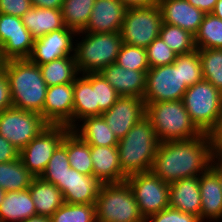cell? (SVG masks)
Instances as JSON below:
<instances>
[{"instance_id": "6da1fadb", "label": "cell", "mask_w": 222, "mask_h": 222, "mask_svg": "<svg viewBox=\"0 0 222 222\" xmlns=\"http://www.w3.org/2000/svg\"><path fill=\"white\" fill-rule=\"evenodd\" d=\"M212 158L208 134L189 140L160 142L151 171L170 184L200 176L210 167Z\"/></svg>"}, {"instance_id": "7a4b0ae2", "label": "cell", "mask_w": 222, "mask_h": 222, "mask_svg": "<svg viewBox=\"0 0 222 222\" xmlns=\"http://www.w3.org/2000/svg\"><path fill=\"white\" fill-rule=\"evenodd\" d=\"M3 69L7 75L13 108L41 114L47 92L39 65L29 59L4 61Z\"/></svg>"}, {"instance_id": "3957f363", "label": "cell", "mask_w": 222, "mask_h": 222, "mask_svg": "<svg viewBox=\"0 0 222 222\" xmlns=\"http://www.w3.org/2000/svg\"><path fill=\"white\" fill-rule=\"evenodd\" d=\"M159 139L145 116L118 142L119 162L127 175L150 172L159 146Z\"/></svg>"}, {"instance_id": "277c9868", "label": "cell", "mask_w": 222, "mask_h": 222, "mask_svg": "<svg viewBox=\"0 0 222 222\" xmlns=\"http://www.w3.org/2000/svg\"><path fill=\"white\" fill-rule=\"evenodd\" d=\"M145 105V116L160 142L189 140L202 135L191 121L182 100L145 102Z\"/></svg>"}, {"instance_id": "5b68a950", "label": "cell", "mask_w": 222, "mask_h": 222, "mask_svg": "<svg viewBox=\"0 0 222 222\" xmlns=\"http://www.w3.org/2000/svg\"><path fill=\"white\" fill-rule=\"evenodd\" d=\"M122 44L120 32H77L74 56L79 74L99 72L115 63Z\"/></svg>"}, {"instance_id": "8992f818", "label": "cell", "mask_w": 222, "mask_h": 222, "mask_svg": "<svg viewBox=\"0 0 222 222\" xmlns=\"http://www.w3.org/2000/svg\"><path fill=\"white\" fill-rule=\"evenodd\" d=\"M95 212L97 222H145L126 180L101 185Z\"/></svg>"}, {"instance_id": "52a82bcc", "label": "cell", "mask_w": 222, "mask_h": 222, "mask_svg": "<svg viewBox=\"0 0 222 222\" xmlns=\"http://www.w3.org/2000/svg\"><path fill=\"white\" fill-rule=\"evenodd\" d=\"M182 101L193 124L202 134H208L222 111V93L202 80L188 87Z\"/></svg>"}, {"instance_id": "ba28073f", "label": "cell", "mask_w": 222, "mask_h": 222, "mask_svg": "<svg viewBox=\"0 0 222 222\" xmlns=\"http://www.w3.org/2000/svg\"><path fill=\"white\" fill-rule=\"evenodd\" d=\"M163 19L159 6L127 8L120 30L124 44L145 48L159 36Z\"/></svg>"}, {"instance_id": "9c48e42d", "label": "cell", "mask_w": 222, "mask_h": 222, "mask_svg": "<svg viewBox=\"0 0 222 222\" xmlns=\"http://www.w3.org/2000/svg\"><path fill=\"white\" fill-rule=\"evenodd\" d=\"M49 124L41 114L9 108L0 113V135L18 151L23 149Z\"/></svg>"}, {"instance_id": "30bf717a", "label": "cell", "mask_w": 222, "mask_h": 222, "mask_svg": "<svg viewBox=\"0 0 222 222\" xmlns=\"http://www.w3.org/2000/svg\"><path fill=\"white\" fill-rule=\"evenodd\" d=\"M188 87L182 82L181 61L150 68L146 75L144 102L182 100Z\"/></svg>"}, {"instance_id": "8fae6325", "label": "cell", "mask_w": 222, "mask_h": 222, "mask_svg": "<svg viewBox=\"0 0 222 222\" xmlns=\"http://www.w3.org/2000/svg\"><path fill=\"white\" fill-rule=\"evenodd\" d=\"M126 181L144 219L169 207V184L152 171L131 174Z\"/></svg>"}, {"instance_id": "7c38bea8", "label": "cell", "mask_w": 222, "mask_h": 222, "mask_svg": "<svg viewBox=\"0 0 222 222\" xmlns=\"http://www.w3.org/2000/svg\"><path fill=\"white\" fill-rule=\"evenodd\" d=\"M65 125H48L38 136L19 151L24 167L34 176L40 177L52 154L70 131Z\"/></svg>"}, {"instance_id": "4fadbf2b", "label": "cell", "mask_w": 222, "mask_h": 222, "mask_svg": "<svg viewBox=\"0 0 222 222\" xmlns=\"http://www.w3.org/2000/svg\"><path fill=\"white\" fill-rule=\"evenodd\" d=\"M33 44L34 38L21 17L0 13V52L4 61L28 59Z\"/></svg>"}, {"instance_id": "5bb4252c", "label": "cell", "mask_w": 222, "mask_h": 222, "mask_svg": "<svg viewBox=\"0 0 222 222\" xmlns=\"http://www.w3.org/2000/svg\"><path fill=\"white\" fill-rule=\"evenodd\" d=\"M76 35V31L64 28L34 39L28 59L34 64L42 65L63 57H75Z\"/></svg>"}, {"instance_id": "9a60e30c", "label": "cell", "mask_w": 222, "mask_h": 222, "mask_svg": "<svg viewBox=\"0 0 222 222\" xmlns=\"http://www.w3.org/2000/svg\"><path fill=\"white\" fill-rule=\"evenodd\" d=\"M146 114V105L143 99L137 97L120 96L115 104L102 117L110 130L119 139L138 123Z\"/></svg>"}, {"instance_id": "2e32d148", "label": "cell", "mask_w": 222, "mask_h": 222, "mask_svg": "<svg viewBox=\"0 0 222 222\" xmlns=\"http://www.w3.org/2000/svg\"><path fill=\"white\" fill-rule=\"evenodd\" d=\"M43 119L49 125L73 128V83L49 86L43 108Z\"/></svg>"}, {"instance_id": "e0dca14e", "label": "cell", "mask_w": 222, "mask_h": 222, "mask_svg": "<svg viewBox=\"0 0 222 222\" xmlns=\"http://www.w3.org/2000/svg\"><path fill=\"white\" fill-rule=\"evenodd\" d=\"M126 9L120 0H95L88 24L81 32H120Z\"/></svg>"}, {"instance_id": "ac0fdd59", "label": "cell", "mask_w": 222, "mask_h": 222, "mask_svg": "<svg viewBox=\"0 0 222 222\" xmlns=\"http://www.w3.org/2000/svg\"><path fill=\"white\" fill-rule=\"evenodd\" d=\"M99 116L96 72L79 74L73 82V127L87 117Z\"/></svg>"}, {"instance_id": "d6986e66", "label": "cell", "mask_w": 222, "mask_h": 222, "mask_svg": "<svg viewBox=\"0 0 222 222\" xmlns=\"http://www.w3.org/2000/svg\"><path fill=\"white\" fill-rule=\"evenodd\" d=\"M99 73L120 96L143 99L147 72L125 69L113 63L101 69Z\"/></svg>"}, {"instance_id": "ffe728a7", "label": "cell", "mask_w": 222, "mask_h": 222, "mask_svg": "<svg viewBox=\"0 0 222 222\" xmlns=\"http://www.w3.org/2000/svg\"><path fill=\"white\" fill-rule=\"evenodd\" d=\"M163 23L178 26L195 35L205 13L187 0H160L158 4Z\"/></svg>"}, {"instance_id": "44dd1931", "label": "cell", "mask_w": 222, "mask_h": 222, "mask_svg": "<svg viewBox=\"0 0 222 222\" xmlns=\"http://www.w3.org/2000/svg\"><path fill=\"white\" fill-rule=\"evenodd\" d=\"M201 222L222 221V186L217 174L209 167L199 176Z\"/></svg>"}, {"instance_id": "7402d4cb", "label": "cell", "mask_w": 222, "mask_h": 222, "mask_svg": "<svg viewBox=\"0 0 222 222\" xmlns=\"http://www.w3.org/2000/svg\"><path fill=\"white\" fill-rule=\"evenodd\" d=\"M102 183L70 168L64 176V203L95 204Z\"/></svg>"}, {"instance_id": "603a6c76", "label": "cell", "mask_w": 222, "mask_h": 222, "mask_svg": "<svg viewBox=\"0 0 222 222\" xmlns=\"http://www.w3.org/2000/svg\"><path fill=\"white\" fill-rule=\"evenodd\" d=\"M93 176L102 184L125 181L127 175L122 171L117 146H90Z\"/></svg>"}, {"instance_id": "cb8c5ba5", "label": "cell", "mask_w": 222, "mask_h": 222, "mask_svg": "<svg viewBox=\"0 0 222 222\" xmlns=\"http://www.w3.org/2000/svg\"><path fill=\"white\" fill-rule=\"evenodd\" d=\"M169 207L195 215L200 220L199 176L180 179L169 184Z\"/></svg>"}, {"instance_id": "d4e9b609", "label": "cell", "mask_w": 222, "mask_h": 222, "mask_svg": "<svg viewBox=\"0 0 222 222\" xmlns=\"http://www.w3.org/2000/svg\"><path fill=\"white\" fill-rule=\"evenodd\" d=\"M21 18L23 24L34 39L55 30L67 28L62 17L61 9L32 6Z\"/></svg>"}, {"instance_id": "484cf974", "label": "cell", "mask_w": 222, "mask_h": 222, "mask_svg": "<svg viewBox=\"0 0 222 222\" xmlns=\"http://www.w3.org/2000/svg\"><path fill=\"white\" fill-rule=\"evenodd\" d=\"M71 130L90 146H117L119 142L102 116L84 118Z\"/></svg>"}, {"instance_id": "4316f807", "label": "cell", "mask_w": 222, "mask_h": 222, "mask_svg": "<svg viewBox=\"0 0 222 222\" xmlns=\"http://www.w3.org/2000/svg\"><path fill=\"white\" fill-rule=\"evenodd\" d=\"M36 215L29 189L5 193L0 206V222H22Z\"/></svg>"}, {"instance_id": "83f0119b", "label": "cell", "mask_w": 222, "mask_h": 222, "mask_svg": "<svg viewBox=\"0 0 222 222\" xmlns=\"http://www.w3.org/2000/svg\"><path fill=\"white\" fill-rule=\"evenodd\" d=\"M28 189L37 215L51 217L64 204L61 190L40 177H34Z\"/></svg>"}, {"instance_id": "f1b7e54d", "label": "cell", "mask_w": 222, "mask_h": 222, "mask_svg": "<svg viewBox=\"0 0 222 222\" xmlns=\"http://www.w3.org/2000/svg\"><path fill=\"white\" fill-rule=\"evenodd\" d=\"M47 86L73 83L79 75L75 57H63L39 65Z\"/></svg>"}, {"instance_id": "f546056e", "label": "cell", "mask_w": 222, "mask_h": 222, "mask_svg": "<svg viewBox=\"0 0 222 222\" xmlns=\"http://www.w3.org/2000/svg\"><path fill=\"white\" fill-rule=\"evenodd\" d=\"M34 176L24 167L20 158L0 163V187L6 192L28 189Z\"/></svg>"}, {"instance_id": "4dcf8cb0", "label": "cell", "mask_w": 222, "mask_h": 222, "mask_svg": "<svg viewBox=\"0 0 222 222\" xmlns=\"http://www.w3.org/2000/svg\"><path fill=\"white\" fill-rule=\"evenodd\" d=\"M67 154L70 167L87 176H93L90 145L70 130L67 133Z\"/></svg>"}, {"instance_id": "1f68e13d", "label": "cell", "mask_w": 222, "mask_h": 222, "mask_svg": "<svg viewBox=\"0 0 222 222\" xmlns=\"http://www.w3.org/2000/svg\"><path fill=\"white\" fill-rule=\"evenodd\" d=\"M95 0H64L61 8L67 28L83 31L89 21Z\"/></svg>"}, {"instance_id": "d6a6232c", "label": "cell", "mask_w": 222, "mask_h": 222, "mask_svg": "<svg viewBox=\"0 0 222 222\" xmlns=\"http://www.w3.org/2000/svg\"><path fill=\"white\" fill-rule=\"evenodd\" d=\"M194 44L196 49H222V20L206 13L194 35Z\"/></svg>"}, {"instance_id": "836d02e7", "label": "cell", "mask_w": 222, "mask_h": 222, "mask_svg": "<svg viewBox=\"0 0 222 222\" xmlns=\"http://www.w3.org/2000/svg\"><path fill=\"white\" fill-rule=\"evenodd\" d=\"M70 164L67 154V134L63 142L58 146L52 154L44 172L40 176L46 182L52 183L57 186L61 192H64V176L69 170Z\"/></svg>"}, {"instance_id": "e575fe53", "label": "cell", "mask_w": 222, "mask_h": 222, "mask_svg": "<svg viewBox=\"0 0 222 222\" xmlns=\"http://www.w3.org/2000/svg\"><path fill=\"white\" fill-rule=\"evenodd\" d=\"M159 36L177 55L187 54L196 49L194 35L178 26L163 23Z\"/></svg>"}, {"instance_id": "d590c367", "label": "cell", "mask_w": 222, "mask_h": 222, "mask_svg": "<svg viewBox=\"0 0 222 222\" xmlns=\"http://www.w3.org/2000/svg\"><path fill=\"white\" fill-rule=\"evenodd\" d=\"M203 80L222 93V49H198Z\"/></svg>"}, {"instance_id": "8d00e7d4", "label": "cell", "mask_w": 222, "mask_h": 222, "mask_svg": "<svg viewBox=\"0 0 222 222\" xmlns=\"http://www.w3.org/2000/svg\"><path fill=\"white\" fill-rule=\"evenodd\" d=\"M51 222H97L95 204L64 203L50 217Z\"/></svg>"}, {"instance_id": "74e56055", "label": "cell", "mask_w": 222, "mask_h": 222, "mask_svg": "<svg viewBox=\"0 0 222 222\" xmlns=\"http://www.w3.org/2000/svg\"><path fill=\"white\" fill-rule=\"evenodd\" d=\"M115 63L125 69L147 72L150 67L145 48L122 44Z\"/></svg>"}, {"instance_id": "f35d334b", "label": "cell", "mask_w": 222, "mask_h": 222, "mask_svg": "<svg viewBox=\"0 0 222 222\" xmlns=\"http://www.w3.org/2000/svg\"><path fill=\"white\" fill-rule=\"evenodd\" d=\"M176 57L181 61L182 82L187 87H191L203 80L198 49L187 54L177 55Z\"/></svg>"}, {"instance_id": "ab89813d", "label": "cell", "mask_w": 222, "mask_h": 222, "mask_svg": "<svg viewBox=\"0 0 222 222\" xmlns=\"http://www.w3.org/2000/svg\"><path fill=\"white\" fill-rule=\"evenodd\" d=\"M146 51L150 68L173 64L177 56V54L163 42L160 36L146 47Z\"/></svg>"}, {"instance_id": "60d3db41", "label": "cell", "mask_w": 222, "mask_h": 222, "mask_svg": "<svg viewBox=\"0 0 222 222\" xmlns=\"http://www.w3.org/2000/svg\"><path fill=\"white\" fill-rule=\"evenodd\" d=\"M120 97L107 80L96 72V105H99V116L108 111Z\"/></svg>"}, {"instance_id": "b9f144b4", "label": "cell", "mask_w": 222, "mask_h": 222, "mask_svg": "<svg viewBox=\"0 0 222 222\" xmlns=\"http://www.w3.org/2000/svg\"><path fill=\"white\" fill-rule=\"evenodd\" d=\"M145 222H201L195 215L181 212L173 208H166L159 213L150 215Z\"/></svg>"}, {"instance_id": "7bdbcfd3", "label": "cell", "mask_w": 222, "mask_h": 222, "mask_svg": "<svg viewBox=\"0 0 222 222\" xmlns=\"http://www.w3.org/2000/svg\"><path fill=\"white\" fill-rule=\"evenodd\" d=\"M30 8L31 0H0V13L22 17Z\"/></svg>"}, {"instance_id": "ee69618b", "label": "cell", "mask_w": 222, "mask_h": 222, "mask_svg": "<svg viewBox=\"0 0 222 222\" xmlns=\"http://www.w3.org/2000/svg\"><path fill=\"white\" fill-rule=\"evenodd\" d=\"M212 153L215 156H222V111L218 116L214 128L208 133Z\"/></svg>"}, {"instance_id": "f6af8a7d", "label": "cell", "mask_w": 222, "mask_h": 222, "mask_svg": "<svg viewBox=\"0 0 222 222\" xmlns=\"http://www.w3.org/2000/svg\"><path fill=\"white\" fill-rule=\"evenodd\" d=\"M12 107L9 81L4 69H2L0 71V113Z\"/></svg>"}, {"instance_id": "bcb514c9", "label": "cell", "mask_w": 222, "mask_h": 222, "mask_svg": "<svg viewBox=\"0 0 222 222\" xmlns=\"http://www.w3.org/2000/svg\"><path fill=\"white\" fill-rule=\"evenodd\" d=\"M19 158V151L0 135V163L11 162Z\"/></svg>"}, {"instance_id": "7dc6e473", "label": "cell", "mask_w": 222, "mask_h": 222, "mask_svg": "<svg viewBox=\"0 0 222 222\" xmlns=\"http://www.w3.org/2000/svg\"><path fill=\"white\" fill-rule=\"evenodd\" d=\"M192 6L202 10L205 14L211 13L218 0H187Z\"/></svg>"}, {"instance_id": "c3c4849f", "label": "cell", "mask_w": 222, "mask_h": 222, "mask_svg": "<svg viewBox=\"0 0 222 222\" xmlns=\"http://www.w3.org/2000/svg\"><path fill=\"white\" fill-rule=\"evenodd\" d=\"M127 8L157 6L160 0H120Z\"/></svg>"}, {"instance_id": "681fc988", "label": "cell", "mask_w": 222, "mask_h": 222, "mask_svg": "<svg viewBox=\"0 0 222 222\" xmlns=\"http://www.w3.org/2000/svg\"><path fill=\"white\" fill-rule=\"evenodd\" d=\"M64 0H31L33 7L61 9Z\"/></svg>"}, {"instance_id": "f907efd6", "label": "cell", "mask_w": 222, "mask_h": 222, "mask_svg": "<svg viewBox=\"0 0 222 222\" xmlns=\"http://www.w3.org/2000/svg\"><path fill=\"white\" fill-rule=\"evenodd\" d=\"M210 168L217 174L222 186V156L213 155Z\"/></svg>"}, {"instance_id": "816d5d0a", "label": "cell", "mask_w": 222, "mask_h": 222, "mask_svg": "<svg viewBox=\"0 0 222 222\" xmlns=\"http://www.w3.org/2000/svg\"><path fill=\"white\" fill-rule=\"evenodd\" d=\"M22 222H51L50 217L47 216H41V215H36L33 217H29Z\"/></svg>"}, {"instance_id": "f5cc1de1", "label": "cell", "mask_w": 222, "mask_h": 222, "mask_svg": "<svg viewBox=\"0 0 222 222\" xmlns=\"http://www.w3.org/2000/svg\"><path fill=\"white\" fill-rule=\"evenodd\" d=\"M211 13L222 20V0L217 1Z\"/></svg>"}, {"instance_id": "db71d44e", "label": "cell", "mask_w": 222, "mask_h": 222, "mask_svg": "<svg viewBox=\"0 0 222 222\" xmlns=\"http://www.w3.org/2000/svg\"><path fill=\"white\" fill-rule=\"evenodd\" d=\"M6 191L0 187V206L3 202L4 196H5Z\"/></svg>"}, {"instance_id": "11a10c76", "label": "cell", "mask_w": 222, "mask_h": 222, "mask_svg": "<svg viewBox=\"0 0 222 222\" xmlns=\"http://www.w3.org/2000/svg\"><path fill=\"white\" fill-rule=\"evenodd\" d=\"M4 60L2 59L1 52H0V71L3 69Z\"/></svg>"}]
</instances>
